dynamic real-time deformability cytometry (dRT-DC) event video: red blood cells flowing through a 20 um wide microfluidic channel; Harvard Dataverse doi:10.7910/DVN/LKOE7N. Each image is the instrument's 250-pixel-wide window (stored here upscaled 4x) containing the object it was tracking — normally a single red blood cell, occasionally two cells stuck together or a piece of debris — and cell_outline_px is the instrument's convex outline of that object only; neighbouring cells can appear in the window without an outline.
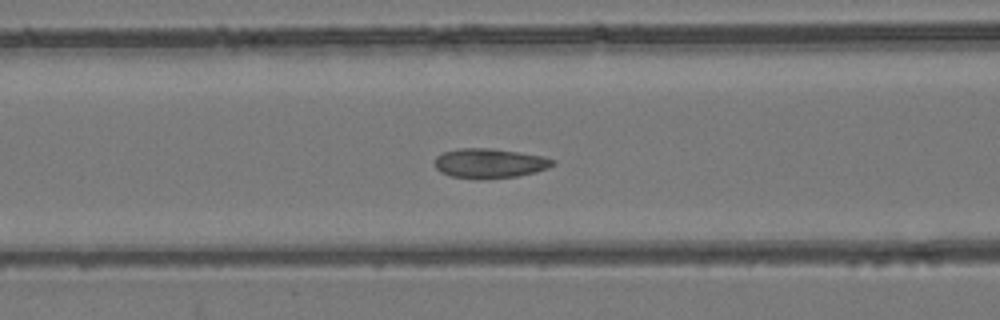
{"species": "common noctule bat (a hibernating species)", "species_latin": "Nyctalus noctula", "temperature_condition": "room temperature", "stored_images_in_passage": 54, "camera_frame_rate_fps": 3000, "um_per_image_px": 0.085, "animal": {"sex": "female", "body_mass_g": 24.6, "forearm_length_mm": 56.2}, "frame": {"image": 1, "passage_image": 22, "time_ms": 7.0, "image_size_px": [1000, 320], "cell_outline_px": [[556, 164], [548, 168], [536, 172], [516, 176], [480, 180], [476, 180], [452, 176], [440, 172], [432, 164], [436, 156], [444, 152], [460, 148], [492, 148], [520, 152], [544, 156], [556, 160]], "centroid_in_image_um": [41.62, 13.88], "position_along_channel_um": 125.0, "area_um2": 20.81}}
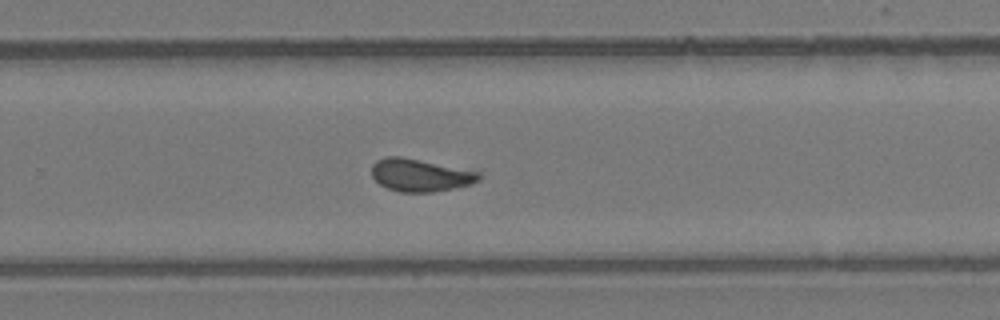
{"frame": {"image": 2, "passage_image": 35, "time_ms": 11.333, "image_size_px": [1000, 320], "cell_outline_px": [[480, 180], [472, 184], [456, 188], [432, 192], [400, 192], [388, 188], [380, 184], [372, 176], [372, 164], [376, 160], [388, 156], [400, 156], [480, 172]], "centroid_in_image_um": [35.72, 14.89], "position_along_channel_um": 294.1, "area_um2": 20.29}}
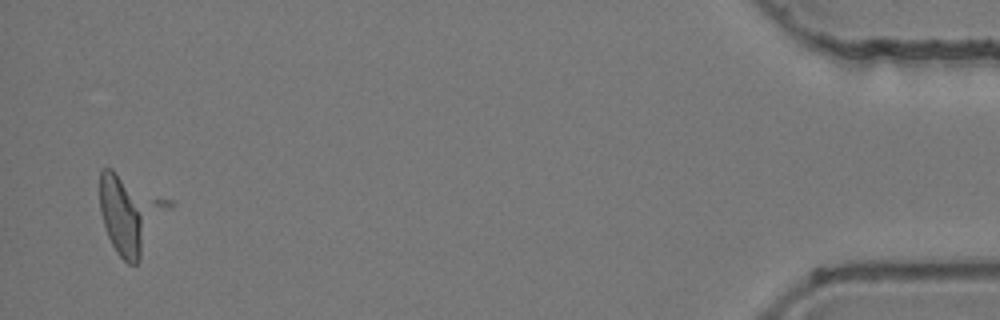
{"frame": {"image": 3, "passage_image": 52, "time_ms": 17.0, "image_size_px": [1000, 320], "cell_outline_px": [[176, 204], [140, 260], [136, 264], [128, 264], [116, 252], [108, 236], [100, 212], [100, 168], [112, 168], [172, 200]], "centroid_in_image_um": [11.15, 18.16], "position_along_channel_um": 424.1, "area_um2": 32.43}, "authors_computed_cell_mechanics": {"area_um2": 23.4957, "velocity_mm_per_s": 3.9003, "shape_relaxation_time_tau1_ms": 6.3821, "shape_relaxation_time_tau2_ms": null, "deformation_change_tau1": 0.103, "deformation_change_tau2": null}}